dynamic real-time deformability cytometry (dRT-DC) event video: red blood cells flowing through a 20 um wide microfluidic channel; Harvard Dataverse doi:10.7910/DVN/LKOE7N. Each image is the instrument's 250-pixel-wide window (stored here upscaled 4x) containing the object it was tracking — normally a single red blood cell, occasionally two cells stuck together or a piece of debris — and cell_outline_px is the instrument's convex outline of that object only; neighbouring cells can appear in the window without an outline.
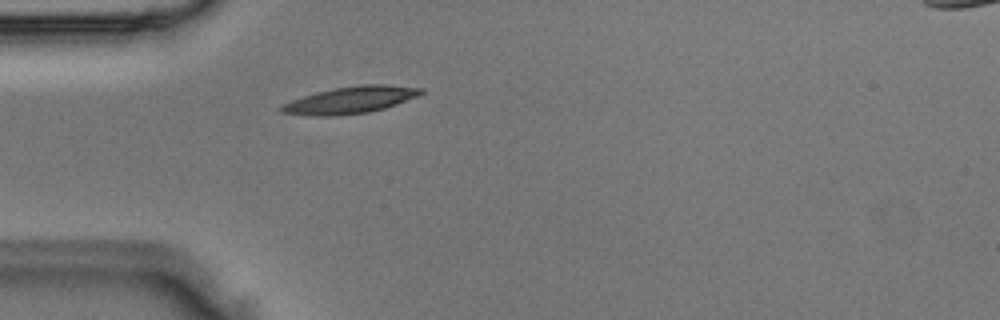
{"species": "Egyptian fruit bat (a non-hibernating species)", "species_latin": "Rousettus aegyptiacus", "temperature_condition": "room temperature", "stored_images_in_passage": 4, "camera_frame_rate_fps": 3000, "um_per_image_px": 0.085, "animal": {"sex": "male"}, "frame": {"image": 1, "passage_image": 4, "time_ms": 1.0, "image_size_px": [1000, 320], "cell_outline_px": [[424, 92], [416, 96], [396, 104], [384, 108], [368, 112], [336, 116], [312, 116], [280, 112], [276, 108], [280, 104], [316, 92], [332, 88], [360, 84], [384, 84], [424, 88]], "centroid_in_image_um": [29.73, 8.5], "position_along_channel_um": 55.3, "area_um2": 22.02}}